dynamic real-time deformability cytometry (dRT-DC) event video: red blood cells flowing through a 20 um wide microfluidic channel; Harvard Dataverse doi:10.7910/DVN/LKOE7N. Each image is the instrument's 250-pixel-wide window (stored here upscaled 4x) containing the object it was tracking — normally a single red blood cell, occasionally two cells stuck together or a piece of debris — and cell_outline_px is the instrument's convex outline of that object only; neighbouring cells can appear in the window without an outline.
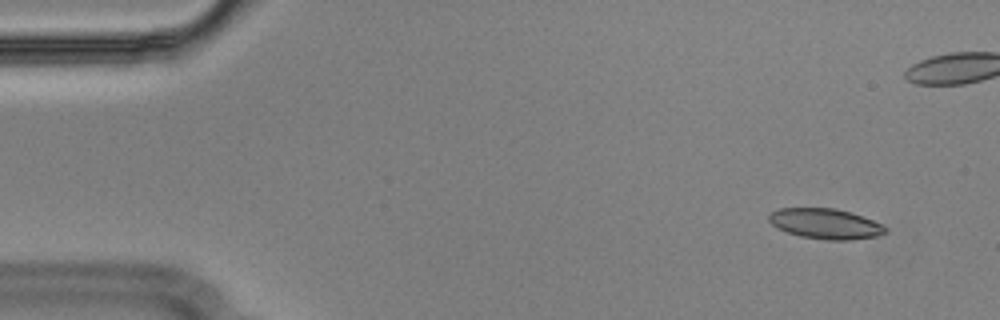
{"species": "Egyptian fruit bat (a non-hibernating species)", "species_latin": "Rousettus aegyptiacus", "temperature_condition": "cold", "stored_images_in_passage": 57, "camera_frame_rate_fps": 3000, "um_per_image_px": 0.085, "animal": {"sex": "male"}, "frame": {"image": 1, "passage_image": 5, "time_ms": 1.333, "image_size_px": [1000, 320], "cell_outline_px": [[888, 232], [880, 236], [852, 240], [828, 240], [800, 236], [788, 232], [772, 224], [768, 220], [768, 216], [772, 212], [780, 208], [836, 208], [852, 212], [872, 220], [888, 228]], "centroid_in_image_um": [70.22, 19.02], "position_along_channel_um": 14.8, "area_um2": 20.63}}
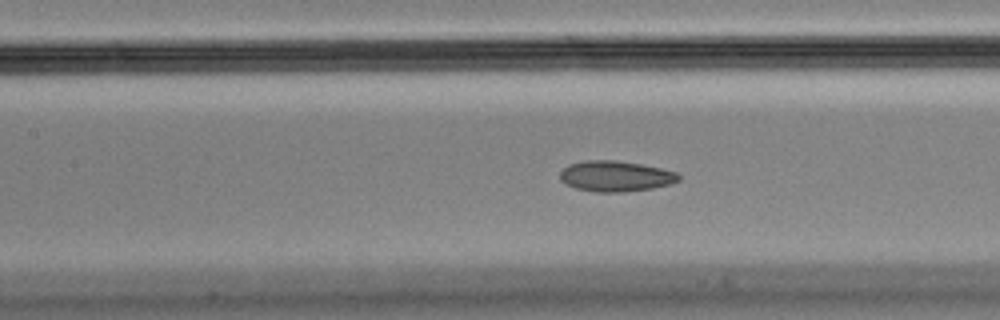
{"frame": {"image": 2, "passage_image": 25, "time_ms": 8.0, "image_size_px": [1000, 320], "cell_outline_px": [[680, 180], [672, 184], [652, 188], [624, 192], [596, 192], [576, 188], [560, 180], [560, 172], [568, 164], [584, 160], [616, 160], [640, 164], [660, 168], [676, 172], [680, 176]], "centroid_in_image_um": [52.33, 14.97], "position_along_channel_um": 155.1, "area_um2": 21.21}}
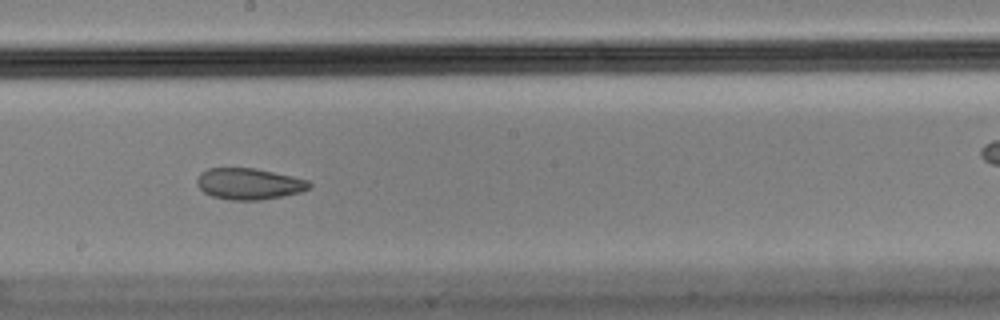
{"frame": {"image": 3, "passage_image": 31, "time_ms": 10.0, "image_size_px": [1000, 320], "cell_outline_px": [[312, 188], [300, 192], [260, 200], [232, 200], [212, 196], [204, 192], [196, 184], [196, 180], [200, 172], [208, 168], [256, 168], [292, 176], [308, 180], [312, 184]], "centroid_in_image_um": [21.16, 15.62], "position_along_channel_um": 227.0, "area_um2": 20.52}, "authors_computed_cell_mechanics": {"area_um2": 21.386, "velocity_mm_per_s": 3.6087, "shape_relaxation_time_tau1_ms": null, "shape_relaxation_time_tau2_ms": 2.2785, "deformation_change_tau1": null, "deformation_change_tau2": 0.0767}}